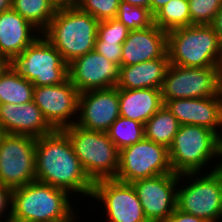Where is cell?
I'll return each instance as SVG.
<instances>
[{
	"mask_svg": "<svg viewBox=\"0 0 222 222\" xmlns=\"http://www.w3.org/2000/svg\"><path fill=\"white\" fill-rule=\"evenodd\" d=\"M35 175L36 181L66 190L73 197L91 199L94 182L62 130L36 138Z\"/></svg>",
	"mask_w": 222,
	"mask_h": 222,
	"instance_id": "obj_1",
	"label": "cell"
},
{
	"mask_svg": "<svg viewBox=\"0 0 222 222\" xmlns=\"http://www.w3.org/2000/svg\"><path fill=\"white\" fill-rule=\"evenodd\" d=\"M66 190L39 181L12 189L10 219L15 222H76L78 211ZM77 212V213H76Z\"/></svg>",
	"mask_w": 222,
	"mask_h": 222,
	"instance_id": "obj_2",
	"label": "cell"
},
{
	"mask_svg": "<svg viewBox=\"0 0 222 222\" xmlns=\"http://www.w3.org/2000/svg\"><path fill=\"white\" fill-rule=\"evenodd\" d=\"M99 21L78 7L58 9L42 32L69 64L75 58L95 50Z\"/></svg>",
	"mask_w": 222,
	"mask_h": 222,
	"instance_id": "obj_3",
	"label": "cell"
},
{
	"mask_svg": "<svg viewBox=\"0 0 222 222\" xmlns=\"http://www.w3.org/2000/svg\"><path fill=\"white\" fill-rule=\"evenodd\" d=\"M219 149L220 137L214 131L203 126L180 125L168 148L173 172L180 175L204 173V169L205 172L216 170L219 166ZM212 161L217 164L212 165Z\"/></svg>",
	"mask_w": 222,
	"mask_h": 222,
	"instance_id": "obj_4",
	"label": "cell"
},
{
	"mask_svg": "<svg viewBox=\"0 0 222 222\" xmlns=\"http://www.w3.org/2000/svg\"><path fill=\"white\" fill-rule=\"evenodd\" d=\"M169 64L220 67L222 44L210 25H191L167 32Z\"/></svg>",
	"mask_w": 222,
	"mask_h": 222,
	"instance_id": "obj_5",
	"label": "cell"
},
{
	"mask_svg": "<svg viewBox=\"0 0 222 222\" xmlns=\"http://www.w3.org/2000/svg\"><path fill=\"white\" fill-rule=\"evenodd\" d=\"M62 131L68 136L75 155L93 182L116 177L120 150L107 132L88 130L76 124Z\"/></svg>",
	"mask_w": 222,
	"mask_h": 222,
	"instance_id": "obj_6",
	"label": "cell"
},
{
	"mask_svg": "<svg viewBox=\"0 0 222 222\" xmlns=\"http://www.w3.org/2000/svg\"><path fill=\"white\" fill-rule=\"evenodd\" d=\"M181 180L186 184H181ZM176 208L208 222H221L222 171L180 174Z\"/></svg>",
	"mask_w": 222,
	"mask_h": 222,
	"instance_id": "obj_7",
	"label": "cell"
},
{
	"mask_svg": "<svg viewBox=\"0 0 222 222\" xmlns=\"http://www.w3.org/2000/svg\"><path fill=\"white\" fill-rule=\"evenodd\" d=\"M10 64L34 87L59 85L69 78L68 64L42 35Z\"/></svg>",
	"mask_w": 222,
	"mask_h": 222,
	"instance_id": "obj_8",
	"label": "cell"
},
{
	"mask_svg": "<svg viewBox=\"0 0 222 222\" xmlns=\"http://www.w3.org/2000/svg\"><path fill=\"white\" fill-rule=\"evenodd\" d=\"M222 84L220 67H185L169 64L161 88L163 104L173 99L217 96Z\"/></svg>",
	"mask_w": 222,
	"mask_h": 222,
	"instance_id": "obj_9",
	"label": "cell"
},
{
	"mask_svg": "<svg viewBox=\"0 0 222 222\" xmlns=\"http://www.w3.org/2000/svg\"><path fill=\"white\" fill-rule=\"evenodd\" d=\"M173 173L169 150L147 138L122 148L115 179L133 183L140 179Z\"/></svg>",
	"mask_w": 222,
	"mask_h": 222,
	"instance_id": "obj_10",
	"label": "cell"
},
{
	"mask_svg": "<svg viewBox=\"0 0 222 222\" xmlns=\"http://www.w3.org/2000/svg\"><path fill=\"white\" fill-rule=\"evenodd\" d=\"M35 152V137L2 133L0 183L14 189L35 182Z\"/></svg>",
	"mask_w": 222,
	"mask_h": 222,
	"instance_id": "obj_11",
	"label": "cell"
},
{
	"mask_svg": "<svg viewBox=\"0 0 222 222\" xmlns=\"http://www.w3.org/2000/svg\"><path fill=\"white\" fill-rule=\"evenodd\" d=\"M91 198L101 203L106 222H148L132 183L115 178L97 180Z\"/></svg>",
	"mask_w": 222,
	"mask_h": 222,
	"instance_id": "obj_12",
	"label": "cell"
},
{
	"mask_svg": "<svg viewBox=\"0 0 222 222\" xmlns=\"http://www.w3.org/2000/svg\"><path fill=\"white\" fill-rule=\"evenodd\" d=\"M79 94L68 78L59 85L34 87L33 101L47 122L55 130H62L76 123Z\"/></svg>",
	"mask_w": 222,
	"mask_h": 222,
	"instance_id": "obj_13",
	"label": "cell"
},
{
	"mask_svg": "<svg viewBox=\"0 0 222 222\" xmlns=\"http://www.w3.org/2000/svg\"><path fill=\"white\" fill-rule=\"evenodd\" d=\"M179 174L167 173L132 183L148 222H166L176 209Z\"/></svg>",
	"mask_w": 222,
	"mask_h": 222,
	"instance_id": "obj_14",
	"label": "cell"
},
{
	"mask_svg": "<svg viewBox=\"0 0 222 222\" xmlns=\"http://www.w3.org/2000/svg\"><path fill=\"white\" fill-rule=\"evenodd\" d=\"M120 116L118 88L90 90L79 94L76 125L107 132Z\"/></svg>",
	"mask_w": 222,
	"mask_h": 222,
	"instance_id": "obj_15",
	"label": "cell"
},
{
	"mask_svg": "<svg viewBox=\"0 0 222 222\" xmlns=\"http://www.w3.org/2000/svg\"><path fill=\"white\" fill-rule=\"evenodd\" d=\"M68 73L74 87L79 93H83L115 87L119 77V66L93 50L69 63Z\"/></svg>",
	"mask_w": 222,
	"mask_h": 222,
	"instance_id": "obj_16",
	"label": "cell"
},
{
	"mask_svg": "<svg viewBox=\"0 0 222 222\" xmlns=\"http://www.w3.org/2000/svg\"><path fill=\"white\" fill-rule=\"evenodd\" d=\"M180 125L203 126L222 135L220 95L207 98L173 99L164 103Z\"/></svg>",
	"mask_w": 222,
	"mask_h": 222,
	"instance_id": "obj_17",
	"label": "cell"
},
{
	"mask_svg": "<svg viewBox=\"0 0 222 222\" xmlns=\"http://www.w3.org/2000/svg\"><path fill=\"white\" fill-rule=\"evenodd\" d=\"M0 130L6 134L35 138L55 131L33 100L20 105L0 104Z\"/></svg>",
	"mask_w": 222,
	"mask_h": 222,
	"instance_id": "obj_18",
	"label": "cell"
},
{
	"mask_svg": "<svg viewBox=\"0 0 222 222\" xmlns=\"http://www.w3.org/2000/svg\"><path fill=\"white\" fill-rule=\"evenodd\" d=\"M41 34L37 28L12 8L1 12L0 58L11 63Z\"/></svg>",
	"mask_w": 222,
	"mask_h": 222,
	"instance_id": "obj_19",
	"label": "cell"
},
{
	"mask_svg": "<svg viewBox=\"0 0 222 222\" xmlns=\"http://www.w3.org/2000/svg\"><path fill=\"white\" fill-rule=\"evenodd\" d=\"M167 48V32L155 24L143 30H130L122 44V66L161 58Z\"/></svg>",
	"mask_w": 222,
	"mask_h": 222,
	"instance_id": "obj_20",
	"label": "cell"
},
{
	"mask_svg": "<svg viewBox=\"0 0 222 222\" xmlns=\"http://www.w3.org/2000/svg\"><path fill=\"white\" fill-rule=\"evenodd\" d=\"M169 66L168 52L161 58L136 65L120 66L116 87L118 89H161Z\"/></svg>",
	"mask_w": 222,
	"mask_h": 222,
	"instance_id": "obj_21",
	"label": "cell"
},
{
	"mask_svg": "<svg viewBox=\"0 0 222 222\" xmlns=\"http://www.w3.org/2000/svg\"><path fill=\"white\" fill-rule=\"evenodd\" d=\"M120 116L145 124L164 104L161 89H118Z\"/></svg>",
	"mask_w": 222,
	"mask_h": 222,
	"instance_id": "obj_22",
	"label": "cell"
},
{
	"mask_svg": "<svg viewBox=\"0 0 222 222\" xmlns=\"http://www.w3.org/2000/svg\"><path fill=\"white\" fill-rule=\"evenodd\" d=\"M34 85L8 63L0 72V104L20 105L33 100Z\"/></svg>",
	"mask_w": 222,
	"mask_h": 222,
	"instance_id": "obj_23",
	"label": "cell"
},
{
	"mask_svg": "<svg viewBox=\"0 0 222 222\" xmlns=\"http://www.w3.org/2000/svg\"><path fill=\"white\" fill-rule=\"evenodd\" d=\"M180 128L179 121L163 105L145 124V138L169 148Z\"/></svg>",
	"mask_w": 222,
	"mask_h": 222,
	"instance_id": "obj_24",
	"label": "cell"
},
{
	"mask_svg": "<svg viewBox=\"0 0 222 222\" xmlns=\"http://www.w3.org/2000/svg\"><path fill=\"white\" fill-rule=\"evenodd\" d=\"M11 8L41 33L48 27L58 10L53 0H11Z\"/></svg>",
	"mask_w": 222,
	"mask_h": 222,
	"instance_id": "obj_25",
	"label": "cell"
},
{
	"mask_svg": "<svg viewBox=\"0 0 222 222\" xmlns=\"http://www.w3.org/2000/svg\"><path fill=\"white\" fill-rule=\"evenodd\" d=\"M154 24L166 32L191 26L188 0H170L154 14Z\"/></svg>",
	"mask_w": 222,
	"mask_h": 222,
	"instance_id": "obj_26",
	"label": "cell"
},
{
	"mask_svg": "<svg viewBox=\"0 0 222 222\" xmlns=\"http://www.w3.org/2000/svg\"><path fill=\"white\" fill-rule=\"evenodd\" d=\"M109 138L121 150L145 137L144 124L119 116L107 131Z\"/></svg>",
	"mask_w": 222,
	"mask_h": 222,
	"instance_id": "obj_27",
	"label": "cell"
},
{
	"mask_svg": "<svg viewBox=\"0 0 222 222\" xmlns=\"http://www.w3.org/2000/svg\"><path fill=\"white\" fill-rule=\"evenodd\" d=\"M116 18L129 30H143L154 24V15L149 9L120 1Z\"/></svg>",
	"mask_w": 222,
	"mask_h": 222,
	"instance_id": "obj_28",
	"label": "cell"
},
{
	"mask_svg": "<svg viewBox=\"0 0 222 222\" xmlns=\"http://www.w3.org/2000/svg\"><path fill=\"white\" fill-rule=\"evenodd\" d=\"M191 25H210L219 9L222 0H188Z\"/></svg>",
	"mask_w": 222,
	"mask_h": 222,
	"instance_id": "obj_29",
	"label": "cell"
},
{
	"mask_svg": "<svg viewBox=\"0 0 222 222\" xmlns=\"http://www.w3.org/2000/svg\"><path fill=\"white\" fill-rule=\"evenodd\" d=\"M121 0H81L78 8L98 21L116 18Z\"/></svg>",
	"mask_w": 222,
	"mask_h": 222,
	"instance_id": "obj_30",
	"label": "cell"
},
{
	"mask_svg": "<svg viewBox=\"0 0 222 222\" xmlns=\"http://www.w3.org/2000/svg\"><path fill=\"white\" fill-rule=\"evenodd\" d=\"M130 30L117 18L99 21L96 41L124 43Z\"/></svg>",
	"mask_w": 222,
	"mask_h": 222,
	"instance_id": "obj_31",
	"label": "cell"
},
{
	"mask_svg": "<svg viewBox=\"0 0 222 222\" xmlns=\"http://www.w3.org/2000/svg\"><path fill=\"white\" fill-rule=\"evenodd\" d=\"M122 44L104 41H96L95 51L112 63L122 66Z\"/></svg>",
	"mask_w": 222,
	"mask_h": 222,
	"instance_id": "obj_32",
	"label": "cell"
},
{
	"mask_svg": "<svg viewBox=\"0 0 222 222\" xmlns=\"http://www.w3.org/2000/svg\"><path fill=\"white\" fill-rule=\"evenodd\" d=\"M11 194H12V189L5 186V185H2L0 183V222H3V221H6V220L10 219V215H11Z\"/></svg>",
	"mask_w": 222,
	"mask_h": 222,
	"instance_id": "obj_33",
	"label": "cell"
},
{
	"mask_svg": "<svg viewBox=\"0 0 222 222\" xmlns=\"http://www.w3.org/2000/svg\"><path fill=\"white\" fill-rule=\"evenodd\" d=\"M166 222H208V221L199 218L197 216H193L191 214L182 212L176 208Z\"/></svg>",
	"mask_w": 222,
	"mask_h": 222,
	"instance_id": "obj_34",
	"label": "cell"
},
{
	"mask_svg": "<svg viewBox=\"0 0 222 222\" xmlns=\"http://www.w3.org/2000/svg\"><path fill=\"white\" fill-rule=\"evenodd\" d=\"M210 26L214 29L220 43L222 44V7L217 12Z\"/></svg>",
	"mask_w": 222,
	"mask_h": 222,
	"instance_id": "obj_35",
	"label": "cell"
},
{
	"mask_svg": "<svg viewBox=\"0 0 222 222\" xmlns=\"http://www.w3.org/2000/svg\"><path fill=\"white\" fill-rule=\"evenodd\" d=\"M53 2L58 9H61L78 7L81 0H53Z\"/></svg>",
	"mask_w": 222,
	"mask_h": 222,
	"instance_id": "obj_36",
	"label": "cell"
},
{
	"mask_svg": "<svg viewBox=\"0 0 222 222\" xmlns=\"http://www.w3.org/2000/svg\"><path fill=\"white\" fill-rule=\"evenodd\" d=\"M170 0H150V12L154 15L162 6Z\"/></svg>",
	"mask_w": 222,
	"mask_h": 222,
	"instance_id": "obj_37",
	"label": "cell"
},
{
	"mask_svg": "<svg viewBox=\"0 0 222 222\" xmlns=\"http://www.w3.org/2000/svg\"><path fill=\"white\" fill-rule=\"evenodd\" d=\"M134 6L144 7L150 10V0H121Z\"/></svg>",
	"mask_w": 222,
	"mask_h": 222,
	"instance_id": "obj_38",
	"label": "cell"
},
{
	"mask_svg": "<svg viewBox=\"0 0 222 222\" xmlns=\"http://www.w3.org/2000/svg\"><path fill=\"white\" fill-rule=\"evenodd\" d=\"M11 9V0H0V13Z\"/></svg>",
	"mask_w": 222,
	"mask_h": 222,
	"instance_id": "obj_39",
	"label": "cell"
},
{
	"mask_svg": "<svg viewBox=\"0 0 222 222\" xmlns=\"http://www.w3.org/2000/svg\"><path fill=\"white\" fill-rule=\"evenodd\" d=\"M219 166L218 169L222 171V135L220 136V149H219Z\"/></svg>",
	"mask_w": 222,
	"mask_h": 222,
	"instance_id": "obj_40",
	"label": "cell"
},
{
	"mask_svg": "<svg viewBox=\"0 0 222 222\" xmlns=\"http://www.w3.org/2000/svg\"><path fill=\"white\" fill-rule=\"evenodd\" d=\"M8 64V62L2 58H0V72L3 70V68Z\"/></svg>",
	"mask_w": 222,
	"mask_h": 222,
	"instance_id": "obj_41",
	"label": "cell"
},
{
	"mask_svg": "<svg viewBox=\"0 0 222 222\" xmlns=\"http://www.w3.org/2000/svg\"><path fill=\"white\" fill-rule=\"evenodd\" d=\"M219 95H220V98H221V103H222V84H221V87H220V92H219Z\"/></svg>",
	"mask_w": 222,
	"mask_h": 222,
	"instance_id": "obj_42",
	"label": "cell"
},
{
	"mask_svg": "<svg viewBox=\"0 0 222 222\" xmlns=\"http://www.w3.org/2000/svg\"><path fill=\"white\" fill-rule=\"evenodd\" d=\"M220 69H221V72H222V57H221Z\"/></svg>",
	"mask_w": 222,
	"mask_h": 222,
	"instance_id": "obj_43",
	"label": "cell"
},
{
	"mask_svg": "<svg viewBox=\"0 0 222 222\" xmlns=\"http://www.w3.org/2000/svg\"><path fill=\"white\" fill-rule=\"evenodd\" d=\"M3 222H15V221L9 219V220L3 221Z\"/></svg>",
	"mask_w": 222,
	"mask_h": 222,
	"instance_id": "obj_44",
	"label": "cell"
}]
</instances>
